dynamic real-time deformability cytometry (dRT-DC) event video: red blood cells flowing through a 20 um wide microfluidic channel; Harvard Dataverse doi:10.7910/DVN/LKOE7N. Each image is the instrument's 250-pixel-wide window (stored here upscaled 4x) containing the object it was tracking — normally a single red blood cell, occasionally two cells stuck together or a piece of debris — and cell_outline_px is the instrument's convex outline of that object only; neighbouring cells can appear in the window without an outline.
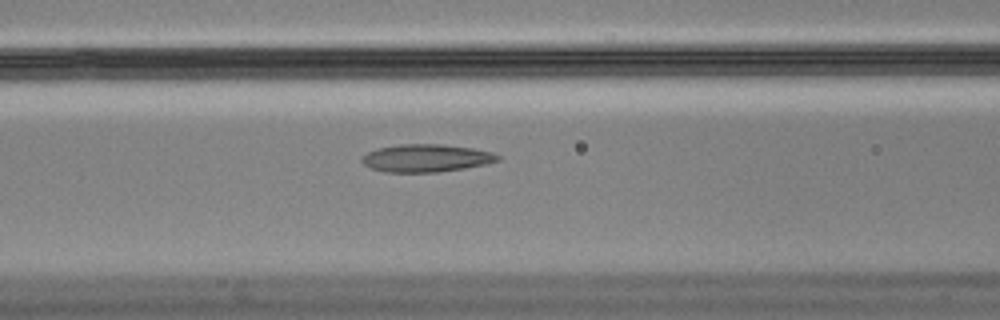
{"species": "Egyptian fruit bat (a non-hibernating species)", "species_latin": "Rousettus aegyptiacus", "temperature_condition": "cold", "stored_images_in_passage": 8, "camera_frame_rate_fps": 3000, "um_per_image_px": 0.085, "animal": {"sex": "male"}, "frame": {"image": 1, "passage_image": 3, "time_ms": 0.667, "image_size_px": [1000, 320], "cell_outline_px": [[500, 160], [488, 164], [464, 168], [436, 172], [384, 172], [372, 168], [364, 164], [360, 160], [360, 156], [376, 148], [412, 140], [432, 140], [492, 152], [500, 156]], "centroid_in_image_um": [36.2, 13.36], "position_along_channel_um": 130.4, "area_um2": 23.41}}